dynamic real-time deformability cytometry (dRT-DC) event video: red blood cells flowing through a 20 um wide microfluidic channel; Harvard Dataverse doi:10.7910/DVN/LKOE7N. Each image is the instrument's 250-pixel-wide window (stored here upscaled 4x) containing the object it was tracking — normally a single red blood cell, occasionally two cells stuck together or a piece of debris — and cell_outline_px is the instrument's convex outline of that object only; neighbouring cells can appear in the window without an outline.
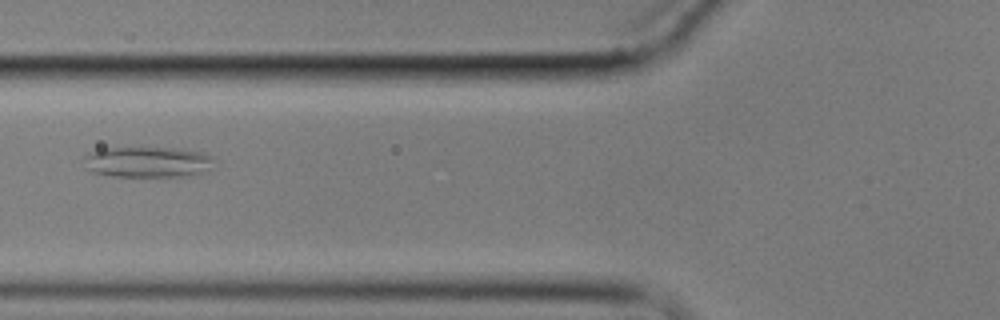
{"species": "common noctule bat (a hibernating species)", "species_latin": "Nyctalus noctula", "temperature_condition": "cold", "stored_images_in_passage": 7, "camera_frame_rate_fps": 3000, "um_per_image_px": 0.085, "animal": {"sex": "male", "body_mass_g": 17.9}, "frame": {"image": 1, "passage_image": 6, "time_ms": 6.0, "image_size_px": [1000, 320], "cell_outline_px": [[212, 160], [208, 172], [200, 176], [112, 176], [92, 172], [84, 168], [84, 156], [88, 152], [104, 148], [180, 148], [200, 152], [212, 156]], "centroid_in_image_um": [12.55, 13.78], "position_along_channel_um": 113.3, "area_um2": 23.64}}
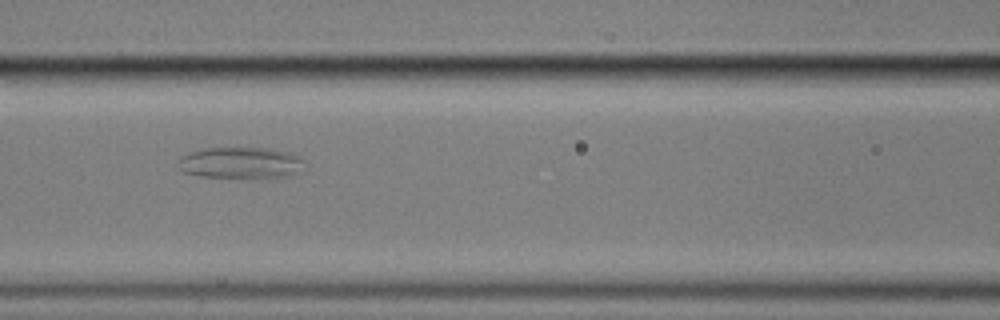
{"frame": {"image": 2, "passage_image": 7, "time_ms": 7.0, "image_size_px": [1000, 320], "cell_outline_px": [[304, 160], [300, 172], [288, 176], [200, 176], [184, 172], [176, 164], [180, 156], [192, 152], [208, 148], [268, 148], [292, 152], [300, 156]], "centroid_in_image_um": [20.47, 13.81], "position_along_channel_um": 146.1, "area_um2": 22.66}}